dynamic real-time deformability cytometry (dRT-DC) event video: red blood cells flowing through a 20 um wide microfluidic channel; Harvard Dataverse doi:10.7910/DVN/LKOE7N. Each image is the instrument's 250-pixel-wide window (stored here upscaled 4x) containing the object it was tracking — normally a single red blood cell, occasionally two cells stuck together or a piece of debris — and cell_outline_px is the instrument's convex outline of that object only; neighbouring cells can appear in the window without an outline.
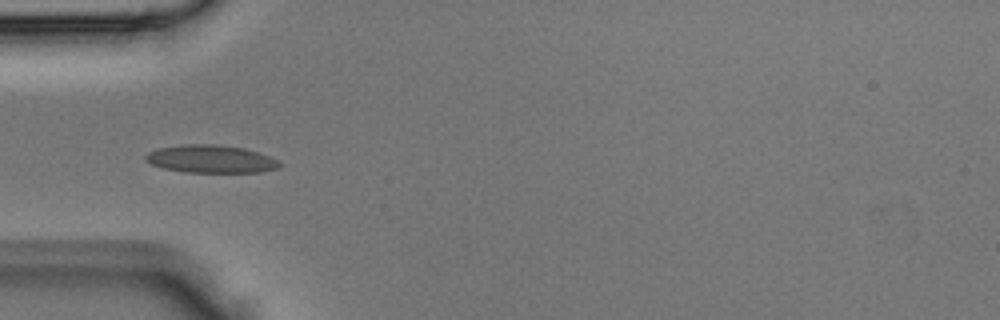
{"species": "Egyptian fruit bat (a non-hibernating species)", "species_latin": "Rousettus aegyptiacus", "temperature_condition": "room temperature", "stored_images_in_passage": 4, "camera_frame_rate_fps": 3000, "um_per_image_px": 0.085, "animal": {"sex": "male"}, "frame": {"image": 1, "passage_image": 3, "time_ms": 0.667, "image_size_px": [1000, 320], "cell_outline_px": [[280, 164], [276, 168], [260, 172], [184, 172], [164, 168], [152, 164], [144, 160], [144, 156], [148, 152], [160, 148], [184, 144], [216, 144], [244, 148], [268, 156], [276, 160]], "centroid_in_image_um": [17.87, 13.51], "position_along_channel_um": 67.1, "area_um2": 21.44}}
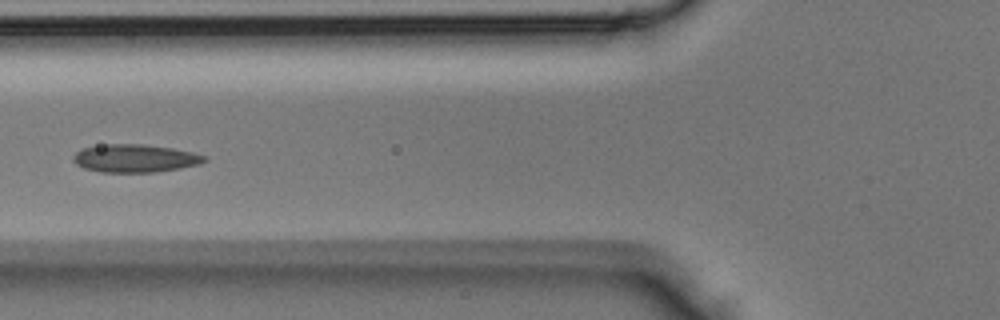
{"frame": {"image": 2, "passage_image": 4, "time_ms": 1.0, "image_size_px": [1000, 320], "cell_outline_px": [[208, 160], [200, 164], [180, 168], [156, 172], [100, 172], [84, 168], [76, 164], [72, 160], [72, 156], [80, 148], [108, 144], [140, 144], [172, 148], [192, 152], [208, 156]], "centroid_in_image_um": [11.47, 13.46], "position_along_channel_um": 114.3, "area_um2": 21.5}}